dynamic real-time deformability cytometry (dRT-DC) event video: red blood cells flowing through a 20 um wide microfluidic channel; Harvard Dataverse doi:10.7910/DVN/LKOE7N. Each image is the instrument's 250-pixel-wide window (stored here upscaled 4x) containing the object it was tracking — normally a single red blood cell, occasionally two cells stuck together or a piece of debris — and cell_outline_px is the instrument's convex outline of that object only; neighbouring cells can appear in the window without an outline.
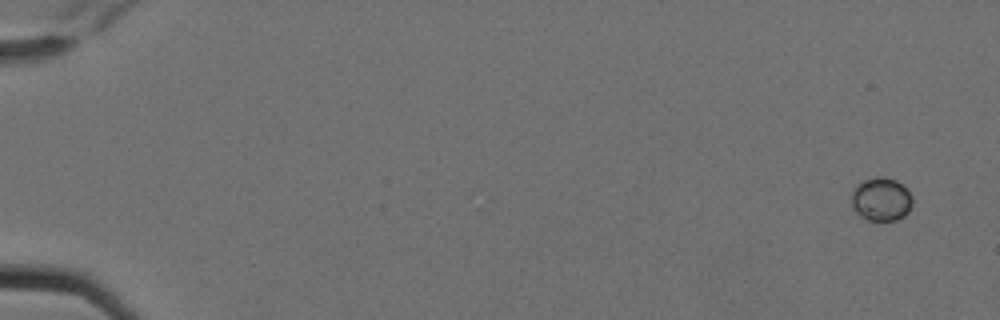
{"species": "Egyptian fruit bat (a non-hibernating species)", "species_latin": "Rousettus aegyptiacus", "temperature_condition": "cold", "stored_images_in_passage": 5, "camera_frame_rate_fps": 3000, "um_per_image_px": 0.085, "animal": {"sex": "female"}, "frame": {"image": 1, "passage_image": 1, "time_ms": 0.0, "image_size_px": [1000, 320], "cell_outline_px": [[912, 204], [908, 212], [904, 216], [896, 220], [868, 220], [860, 216], [856, 212], [852, 204], [852, 192], [856, 184], [864, 180], [876, 176], [880, 176], [896, 180], [908, 188], [912, 196]], "centroid_in_image_um": [74.92, 16.92], "position_along_channel_um": 10.1, "area_um2": 15.55}}
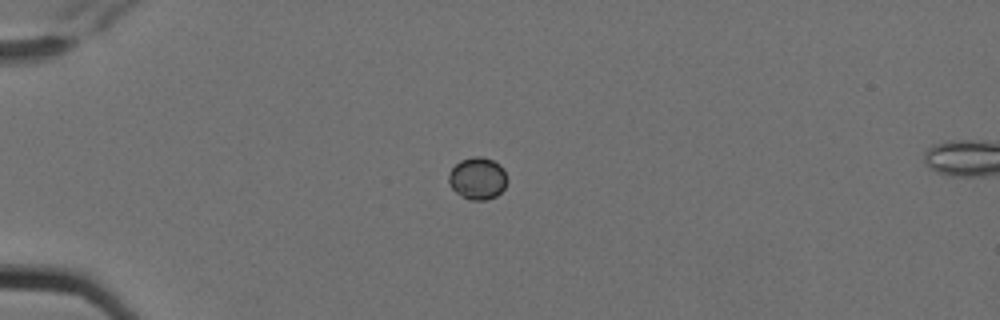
{"frame": {"image": 2, "passage_image": 5, "time_ms": 1.333, "image_size_px": [1000, 320], "cell_outline_px": [[508, 180], [504, 188], [496, 196], [484, 200], [472, 200], [460, 196], [452, 188], [448, 180], [448, 172], [460, 160], [472, 156], [480, 156], [492, 160], [500, 164], [504, 168]], "centroid_in_image_um": [40.6, 15.15], "position_along_channel_um": 44.4, "area_um2": 14.51}}